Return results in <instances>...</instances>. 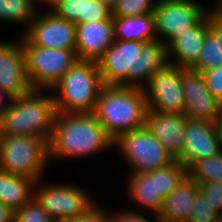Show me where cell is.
<instances>
[{
    "instance_id": "obj_7",
    "label": "cell",
    "mask_w": 222,
    "mask_h": 222,
    "mask_svg": "<svg viewBox=\"0 0 222 222\" xmlns=\"http://www.w3.org/2000/svg\"><path fill=\"white\" fill-rule=\"evenodd\" d=\"M27 77L33 89L52 90L78 61L76 50L23 46Z\"/></svg>"
},
{
    "instance_id": "obj_12",
    "label": "cell",
    "mask_w": 222,
    "mask_h": 222,
    "mask_svg": "<svg viewBox=\"0 0 222 222\" xmlns=\"http://www.w3.org/2000/svg\"><path fill=\"white\" fill-rule=\"evenodd\" d=\"M35 190L34 198L53 220L70 221L94 205L85 190L70 184L43 185Z\"/></svg>"
},
{
    "instance_id": "obj_37",
    "label": "cell",
    "mask_w": 222,
    "mask_h": 222,
    "mask_svg": "<svg viewBox=\"0 0 222 222\" xmlns=\"http://www.w3.org/2000/svg\"><path fill=\"white\" fill-rule=\"evenodd\" d=\"M3 96L8 97L10 101L13 100V98H12L7 92L2 91V90L0 89V118L4 115V113L8 110V108H9L10 105H11V103L5 104V105H4V104H3V105L1 104L2 99H3Z\"/></svg>"
},
{
    "instance_id": "obj_2",
    "label": "cell",
    "mask_w": 222,
    "mask_h": 222,
    "mask_svg": "<svg viewBox=\"0 0 222 222\" xmlns=\"http://www.w3.org/2000/svg\"><path fill=\"white\" fill-rule=\"evenodd\" d=\"M147 109L143 88L104 85L94 114L115 141L123 133L143 127Z\"/></svg>"
},
{
    "instance_id": "obj_26",
    "label": "cell",
    "mask_w": 222,
    "mask_h": 222,
    "mask_svg": "<svg viewBox=\"0 0 222 222\" xmlns=\"http://www.w3.org/2000/svg\"><path fill=\"white\" fill-rule=\"evenodd\" d=\"M187 175V168L179 161L175 160L170 165L155 170V186L164 199L169 196Z\"/></svg>"
},
{
    "instance_id": "obj_3",
    "label": "cell",
    "mask_w": 222,
    "mask_h": 222,
    "mask_svg": "<svg viewBox=\"0 0 222 222\" xmlns=\"http://www.w3.org/2000/svg\"><path fill=\"white\" fill-rule=\"evenodd\" d=\"M40 91L32 89L23 96L13 98L0 118V135H34L49 143L58 111L55 98Z\"/></svg>"
},
{
    "instance_id": "obj_5",
    "label": "cell",
    "mask_w": 222,
    "mask_h": 222,
    "mask_svg": "<svg viewBox=\"0 0 222 222\" xmlns=\"http://www.w3.org/2000/svg\"><path fill=\"white\" fill-rule=\"evenodd\" d=\"M48 161L45 139L34 135H0V170L37 182Z\"/></svg>"
},
{
    "instance_id": "obj_10",
    "label": "cell",
    "mask_w": 222,
    "mask_h": 222,
    "mask_svg": "<svg viewBox=\"0 0 222 222\" xmlns=\"http://www.w3.org/2000/svg\"><path fill=\"white\" fill-rule=\"evenodd\" d=\"M153 11L156 34L167 38V46L195 26L210 10L193 0H157ZM169 42V43H168Z\"/></svg>"
},
{
    "instance_id": "obj_35",
    "label": "cell",
    "mask_w": 222,
    "mask_h": 222,
    "mask_svg": "<svg viewBox=\"0 0 222 222\" xmlns=\"http://www.w3.org/2000/svg\"><path fill=\"white\" fill-rule=\"evenodd\" d=\"M123 212H119L118 214L114 213V215L109 214L111 220L113 222H151L149 219L142 216V214L140 215L139 213L137 214L136 212L133 213L131 211L126 212V210Z\"/></svg>"
},
{
    "instance_id": "obj_31",
    "label": "cell",
    "mask_w": 222,
    "mask_h": 222,
    "mask_svg": "<svg viewBox=\"0 0 222 222\" xmlns=\"http://www.w3.org/2000/svg\"><path fill=\"white\" fill-rule=\"evenodd\" d=\"M219 214L198 192L187 222H217Z\"/></svg>"
},
{
    "instance_id": "obj_25",
    "label": "cell",
    "mask_w": 222,
    "mask_h": 222,
    "mask_svg": "<svg viewBox=\"0 0 222 222\" xmlns=\"http://www.w3.org/2000/svg\"><path fill=\"white\" fill-rule=\"evenodd\" d=\"M38 182L0 170V202L13 211L21 208L34 197L33 187Z\"/></svg>"
},
{
    "instance_id": "obj_8",
    "label": "cell",
    "mask_w": 222,
    "mask_h": 222,
    "mask_svg": "<svg viewBox=\"0 0 222 222\" xmlns=\"http://www.w3.org/2000/svg\"><path fill=\"white\" fill-rule=\"evenodd\" d=\"M185 70V68L168 64L154 73L148 82H145L143 91L148 109L162 113H184L182 73Z\"/></svg>"
},
{
    "instance_id": "obj_19",
    "label": "cell",
    "mask_w": 222,
    "mask_h": 222,
    "mask_svg": "<svg viewBox=\"0 0 222 222\" xmlns=\"http://www.w3.org/2000/svg\"><path fill=\"white\" fill-rule=\"evenodd\" d=\"M198 192V183L187 174L176 189L163 200L155 222H187Z\"/></svg>"
},
{
    "instance_id": "obj_41",
    "label": "cell",
    "mask_w": 222,
    "mask_h": 222,
    "mask_svg": "<svg viewBox=\"0 0 222 222\" xmlns=\"http://www.w3.org/2000/svg\"><path fill=\"white\" fill-rule=\"evenodd\" d=\"M217 13L222 15V0H218L217 4L214 6Z\"/></svg>"
},
{
    "instance_id": "obj_42",
    "label": "cell",
    "mask_w": 222,
    "mask_h": 222,
    "mask_svg": "<svg viewBox=\"0 0 222 222\" xmlns=\"http://www.w3.org/2000/svg\"><path fill=\"white\" fill-rule=\"evenodd\" d=\"M221 48H222V15H221Z\"/></svg>"
},
{
    "instance_id": "obj_23",
    "label": "cell",
    "mask_w": 222,
    "mask_h": 222,
    "mask_svg": "<svg viewBox=\"0 0 222 222\" xmlns=\"http://www.w3.org/2000/svg\"><path fill=\"white\" fill-rule=\"evenodd\" d=\"M129 191L131 199L138 205L154 212L156 217L161 211L164 198L156 192L155 170L148 172H131L129 177Z\"/></svg>"
},
{
    "instance_id": "obj_6",
    "label": "cell",
    "mask_w": 222,
    "mask_h": 222,
    "mask_svg": "<svg viewBox=\"0 0 222 222\" xmlns=\"http://www.w3.org/2000/svg\"><path fill=\"white\" fill-rule=\"evenodd\" d=\"M115 145L131 165V172L161 169L175 161L145 125L123 133L114 141Z\"/></svg>"
},
{
    "instance_id": "obj_1",
    "label": "cell",
    "mask_w": 222,
    "mask_h": 222,
    "mask_svg": "<svg viewBox=\"0 0 222 222\" xmlns=\"http://www.w3.org/2000/svg\"><path fill=\"white\" fill-rule=\"evenodd\" d=\"M114 140L94 113H58L48 143L49 160L57 157H83L107 147Z\"/></svg>"
},
{
    "instance_id": "obj_13",
    "label": "cell",
    "mask_w": 222,
    "mask_h": 222,
    "mask_svg": "<svg viewBox=\"0 0 222 222\" xmlns=\"http://www.w3.org/2000/svg\"><path fill=\"white\" fill-rule=\"evenodd\" d=\"M0 89L12 98L29 93L26 58L22 37L18 43L0 41Z\"/></svg>"
},
{
    "instance_id": "obj_39",
    "label": "cell",
    "mask_w": 222,
    "mask_h": 222,
    "mask_svg": "<svg viewBox=\"0 0 222 222\" xmlns=\"http://www.w3.org/2000/svg\"><path fill=\"white\" fill-rule=\"evenodd\" d=\"M99 1L106 4L111 9H113L118 2V0H99Z\"/></svg>"
},
{
    "instance_id": "obj_15",
    "label": "cell",
    "mask_w": 222,
    "mask_h": 222,
    "mask_svg": "<svg viewBox=\"0 0 222 222\" xmlns=\"http://www.w3.org/2000/svg\"><path fill=\"white\" fill-rule=\"evenodd\" d=\"M183 136V165L187 169L194 162L222 151V142L214 122L188 119Z\"/></svg>"
},
{
    "instance_id": "obj_44",
    "label": "cell",
    "mask_w": 222,
    "mask_h": 222,
    "mask_svg": "<svg viewBox=\"0 0 222 222\" xmlns=\"http://www.w3.org/2000/svg\"><path fill=\"white\" fill-rule=\"evenodd\" d=\"M217 222H222V216H219V219Z\"/></svg>"
},
{
    "instance_id": "obj_36",
    "label": "cell",
    "mask_w": 222,
    "mask_h": 222,
    "mask_svg": "<svg viewBox=\"0 0 222 222\" xmlns=\"http://www.w3.org/2000/svg\"><path fill=\"white\" fill-rule=\"evenodd\" d=\"M14 211L0 202V222H13Z\"/></svg>"
},
{
    "instance_id": "obj_32",
    "label": "cell",
    "mask_w": 222,
    "mask_h": 222,
    "mask_svg": "<svg viewBox=\"0 0 222 222\" xmlns=\"http://www.w3.org/2000/svg\"><path fill=\"white\" fill-rule=\"evenodd\" d=\"M199 193L212 206V208L222 216V183L221 182H205L198 184Z\"/></svg>"
},
{
    "instance_id": "obj_40",
    "label": "cell",
    "mask_w": 222,
    "mask_h": 222,
    "mask_svg": "<svg viewBox=\"0 0 222 222\" xmlns=\"http://www.w3.org/2000/svg\"><path fill=\"white\" fill-rule=\"evenodd\" d=\"M44 2L45 4L47 3L51 8L59 1V0H33L34 5L36 4V2Z\"/></svg>"
},
{
    "instance_id": "obj_33",
    "label": "cell",
    "mask_w": 222,
    "mask_h": 222,
    "mask_svg": "<svg viewBox=\"0 0 222 222\" xmlns=\"http://www.w3.org/2000/svg\"><path fill=\"white\" fill-rule=\"evenodd\" d=\"M201 74L209 92L222 103V65Z\"/></svg>"
},
{
    "instance_id": "obj_16",
    "label": "cell",
    "mask_w": 222,
    "mask_h": 222,
    "mask_svg": "<svg viewBox=\"0 0 222 222\" xmlns=\"http://www.w3.org/2000/svg\"><path fill=\"white\" fill-rule=\"evenodd\" d=\"M188 118L180 113H162L147 109L145 126L167 152L183 164L184 130Z\"/></svg>"
},
{
    "instance_id": "obj_4",
    "label": "cell",
    "mask_w": 222,
    "mask_h": 222,
    "mask_svg": "<svg viewBox=\"0 0 222 222\" xmlns=\"http://www.w3.org/2000/svg\"><path fill=\"white\" fill-rule=\"evenodd\" d=\"M103 87L98 63L78 60L52 88L58 113H94Z\"/></svg>"
},
{
    "instance_id": "obj_30",
    "label": "cell",
    "mask_w": 222,
    "mask_h": 222,
    "mask_svg": "<svg viewBox=\"0 0 222 222\" xmlns=\"http://www.w3.org/2000/svg\"><path fill=\"white\" fill-rule=\"evenodd\" d=\"M53 219L33 197L21 208L14 211L13 222H52Z\"/></svg>"
},
{
    "instance_id": "obj_11",
    "label": "cell",
    "mask_w": 222,
    "mask_h": 222,
    "mask_svg": "<svg viewBox=\"0 0 222 222\" xmlns=\"http://www.w3.org/2000/svg\"><path fill=\"white\" fill-rule=\"evenodd\" d=\"M144 44L115 39L97 62L103 84L136 87V61Z\"/></svg>"
},
{
    "instance_id": "obj_22",
    "label": "cell",
    "mask_w": 222,
    "mask_h": 222,
    "mask_svg": "<svg viewBox=\"0 0 222 222\" xmlns=\"http://www.w3.org/2000/svg\"><path fill=\"white\" fill-rule=\"evenodd\" d=\"M222 65L221 14L211 7L209 11V33L196 63L190 70L202 73Z\"/></svg>"
},
{
    "instance_id": "obj_20",
    "label": "cell",
    "mask_w": 222,
    "mask_h": 222,
    "mask_svg": "<svg viewBox=\"0 0 222 222\" xmlns=\"http://www.w3.org/2000/svg\"><path fill=\"white\" fill-rule=\"evenodd\" d=\"M51 9L75 24L113 19L112 9L99 0H59Z\"/></svg>"
},
{
    "instance_id": "obj_34",
    "label": "cell",
    "mask_w": 222,
    "mask_h": 222,
    "mask_svg": "<svg viewBox=\"0 0 222 222\" xmlns=\"http://www.w3.org/2000/svg\"><path fill=\"white\" fill-rule=\"evenodd\" d=\"M106 210L101 209L95 204L91 206L86 212L82 213L80 216L70 220L69 222H110L111 216L108 217Z\"/></svg>"
},
{
    "instance_id": "obj_24",
    "label": "cell",
    "mask_w": 222,
    "mask_h": 222,
    "mask_svg": "<svg viewBox=\"0 0 222 222\" xmlns=\"http://www.w3.org/2000/svg\"><path fill=\"white\" fill-rule=\"evenodd\" d=\"M169 64L167 44L163 40L147 42L143 45L136 61V87L143 88L145 82Z\"/></svg>"
},
{
    "instance_id": "obj_29",
    "label": "cell",
    "mask_w": 222,
    "mask_h": 222,
    "mask_svg": "<svg viewBox=\"0 0 222 222\" xmlns=\"http://www.w3.org/2000/svg\"><path fill=\"white\" fill-rule=\"evenodd\" d=\"M156 3L152 0H118L112 9V16L132 17L153 13Z\"/></svg>"
},
{
    "instance_id": "obj_27",
    "label": "cell",
    "mask_w": 222,
    "mask_h": 222,
    "mask_svg": "<svg viewBox=\"0 0 222 222\" xmlns=\"http://www.w3.org/2000/svg\"><path fill=\"white\" fill-rule=\"evenodd\" d=\"M33 0H0V20L26 23L27 28L36 15Z\"/></svg>"
},
{
    "instance_id": "obj_38",
    "label": "cell",
    "mask_w": 222,
    "mask_h": 222,
    "mask_svg": "<svg viewBox=\"0 0 222 222\" xmlns=\"http://www.w3.org/2000/svg\"><path fill=\"white\" fill-rule=\"evenodd\" d=\"M214 123L216 126L218 137L220 138V141L222 142V103H221L219 114L217 115V118Z\"/></svg>"
},
{
    "instance_id": "obj_14",
    "label": "cell",
    "mask_w": 222,
    "mask_h": 222,
    "mask_svg": "<svg viewBox=\"0 0 222 222\" xmlns=\"http://www.w3.org/2000/svg\"><path fill=\"white\" fill-rule=\"evenodd\" d=\"M182 88L185 116L188 119L215 122L221 102L209 92L203 75L186 69L182 73Z\"/></svg>"
},
{
    "instance_id": "obj_9",
    "label": "cell",
    "mask_w": 222,
    "mask_h": 222,
    "mask_svg": "<svg viewBox=\"0 0 222 222\" xmlns=\"http://www.w3.org/2000/svg\"><path fill=\"white\" fill-rule=\"evenodd\" d=\"M23 46L76 50V24L48 11L36 13L22 36Z\"/></svg>"
},
{
    "instance_id": "obj_21",
    "label": "cell",
    "mask_w": 222,
    "mask_h": 222,
    "mask_svg": "<svg viewBox=\"0 0 222 222\" xmlns=\"http://www.w3.org/2000/svg\"><path fill=\"white\" fill-rule=\"evenodd\" d=\"M114 39L151 42L160 40L156 34L154 13L141 16L113 17Z\"/></svg>"
},
{
    "instance_id": "obj_17",
    "label": "cell",
    "mask_w": 222,
    "mask_h": 222,
    "mask_svg": "<svg viewBox=\"0 0 222 222\" xmlns=\"http://www.w3.org/2000/svg\"><path fill=\"white\" fill-rule=\"evenodd\" d=\"M114 40L113 19L76 24L78 60L98 62Z\"/></svg>"
},
{
    "instance_id": "obj_43",
    "label": "cell",
    "mask_w": 222,
    "mask_h": 222,
    "mask_svg": "<svg viewBox=\"0 0 222 222\" xmlns=\"http://www.w3.org/2000/svg\"><path fill=\"white\" fill-rule=\"evenodd\" d=\"M52 222H69V220H53Z\"/></svg>"
},
{
    "instance_id": "obj_18",
    "label": "cell",
    "mask_w": 222,
    "mask_h": 222,
    "mask_svg": "<svg viewBox=\"0 0 222 222\" xmlns=\"http://www.w3.org/2000/svg\"><path fill=\"white\" fill-rule=\"evenodd\" d=\"M209 33V12L191 29L180 33L168 46V59L174 53L178 63L170 65L190 69L197 61L207 34Z\"/></svg>"
},
{
    "instance_id": "obj_28",
    "label": "cell",
    "mask_w": 222,
    "mask_h": 222,
    "mask_svg": "<svg viewBox=\"0 0 222 222\" xmlns=\"http://www.w3.org/2000/svg\"><path fill=\"white\" fill-rule=\"evenodd\" d=\"M187 174L198 184L205 182L222 183V151L212 157L194 162Z\"/></svg>"
}]
</instances>
